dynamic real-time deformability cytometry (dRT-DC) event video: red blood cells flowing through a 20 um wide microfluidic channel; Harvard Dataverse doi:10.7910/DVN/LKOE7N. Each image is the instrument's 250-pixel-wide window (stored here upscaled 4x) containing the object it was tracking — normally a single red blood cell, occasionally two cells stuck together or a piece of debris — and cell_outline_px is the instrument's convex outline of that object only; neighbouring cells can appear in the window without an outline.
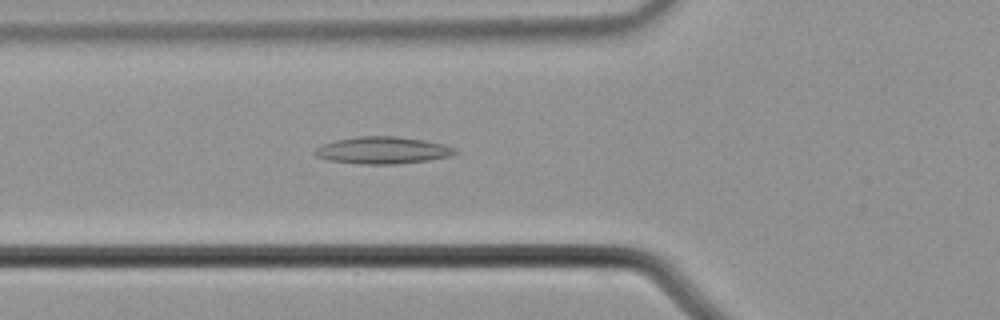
{"species": "common noctule bat (a hibernating species)", "species_latin": "Nyctalus noctula", "temperature_condition": "cold", "stored_images_in_passage": 45, "camera_frame_rate_fps": 3000, "um_per_image_px": 0.085, "animal": {"sex": "male", "body_mass_g": 21.5, "forearm_length_mm": 52.0}, "frame": {"image": 1, "passage_image": 10, "time_ms": 3.0, "image_size_px": [1000, 320], "cell_outline_px": [[456, 152], [448, 156], [428, 160], [396, 164], [360, 164], [328, 160], [316, 156], [312, 152], [316, 148], [324, 144], [336, 140], [356, 136], [396, 136], [424, 140], [444, 144], [456, 148]], "centroid_in_image_um": [32.5, 12.77], "position_along_channel_um": 93.3, "area_um2": 22.02}}
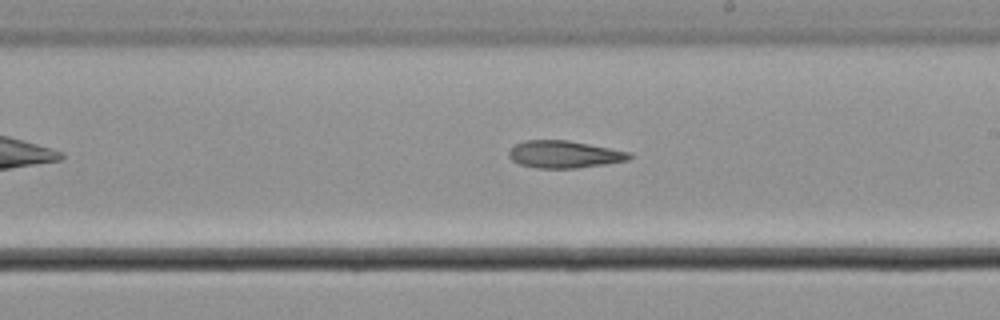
{"frame": {"image": 2, "passage_image": 22, "time_ms": 7.0, "image_size_px": [1000, 320], "cell_outline_px": [[632, 156], [628, 160], [604, 164], [576, 168], [536, 168], [520, 164], [512, 160], [508, 156], [508, 152], [516, 144], [524, 140], [568, 140], [632, 152]], "centroid_in_image_um": [47.96, 13.11], "position_along_channel_um": 241.0, "area_um2": 19.13}}
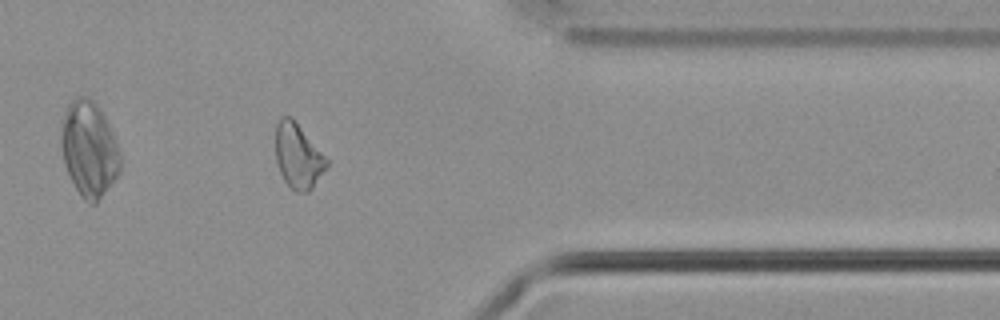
{"frame": {"image": 3, "passage_image": 35, "time_ms": 11.333, "image_size_px": [1000, 320], "cell_outline_px": [[328, 164], [312, 188], [308, 192], [296, 192], [284, 180], [280, 172], [276, 160], [276, 124], [280, 116], [292, 116], [328, 160]], "centroid_in_image_um": [25.31, 13.24], "position_along_channel_um": 386.1, "area_um2": 19.07}}